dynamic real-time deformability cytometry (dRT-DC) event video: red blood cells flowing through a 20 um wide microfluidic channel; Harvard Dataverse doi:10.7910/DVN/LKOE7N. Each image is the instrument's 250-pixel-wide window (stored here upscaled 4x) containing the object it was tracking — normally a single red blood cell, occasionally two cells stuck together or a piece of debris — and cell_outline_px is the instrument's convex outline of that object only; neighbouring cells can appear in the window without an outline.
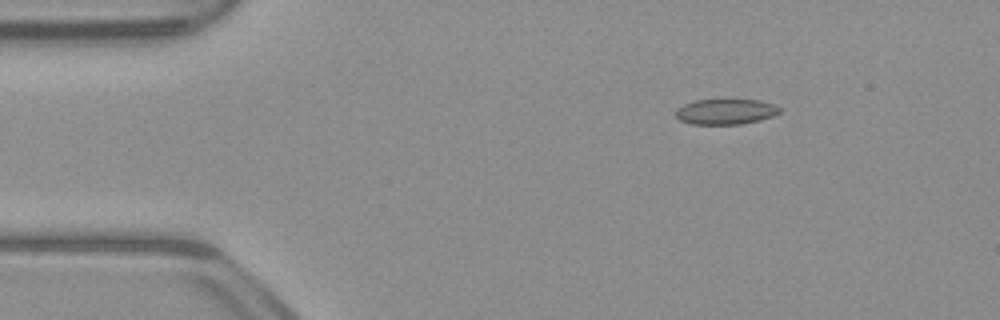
{"species": "common noctule bat (a hibernating species)", "species_latin": "Nyctalus noctula", "temperature_condition": "warm", "stored_images_in_passage": 48, "camera_frame_rate_fps": 3000, "um_per_image_px": 0.085, "animal": {"sex": "male", "body_mass_g": 23.1, "forearm_length_mm": 52.7}, "frame": {"image": 1, "passage_image": 3, "time_ms": 0.667, "image_size_px": [1000, 320], "cell_outline_px": [[780, 112], [772, 116], [760, 120], [740, 124], [692, 124], [680, 120], [676, 116], [676, 108], [684, 104], [696, 100], [756, 100], [772, 104], [780, 108]], "centroid_in_image_um": [61.65, 9.49], "position_along_channel_um": 23.3, "area_um2": 15.2}}
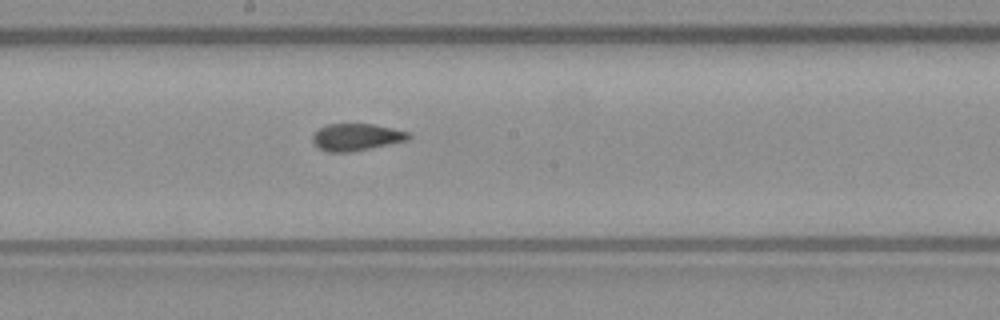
{"frame": {"image": 2, "passage_image": 23, "time_ms": 7.333, "image_size_px": [1000, 320], "cell_outline_px": [[412, 136], [408, 140], [352, 152], [324, 152], [312, 140], [312, 136], [320, 128], [328, 124], [372, 124], [392, 128], [408, 132]], "centroid_in_image_um": [30.3, 11.66], "position_along_channel_um": 217.9, "area_um2": 15.03}}
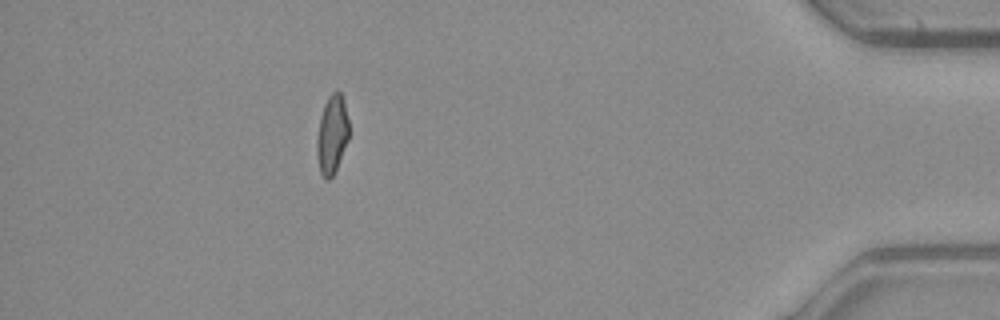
{"frame": {"image": 3, "passage_image": 42, "time_ms": 13.667, "image_size_px": [1000, 320], "cell_outline_px": [[348, 140], [336, 172], [328, 180], [324, 180], [320, 172], [316, 152], [316, 136], [320, 116], [324, 104], [328, 96], [336, 88], [340, 92], [344, 100], [348, 120]], "centroid_in_image_um": [28.21, 11.44], "position_along_channel_um": 407.0, "area_um2": 15.09}, "authors_computed_cell_mechanics": {"area_um2": 15.4904, "velocity_mm_per_s": 3.9197, "shape_relaxation_time_tau1_ms": null, "shape_relaxation_time_tau2_ms": 1.5794, "deformation_change_tau1": null, "deformation_change_tau2": 0.0828}}